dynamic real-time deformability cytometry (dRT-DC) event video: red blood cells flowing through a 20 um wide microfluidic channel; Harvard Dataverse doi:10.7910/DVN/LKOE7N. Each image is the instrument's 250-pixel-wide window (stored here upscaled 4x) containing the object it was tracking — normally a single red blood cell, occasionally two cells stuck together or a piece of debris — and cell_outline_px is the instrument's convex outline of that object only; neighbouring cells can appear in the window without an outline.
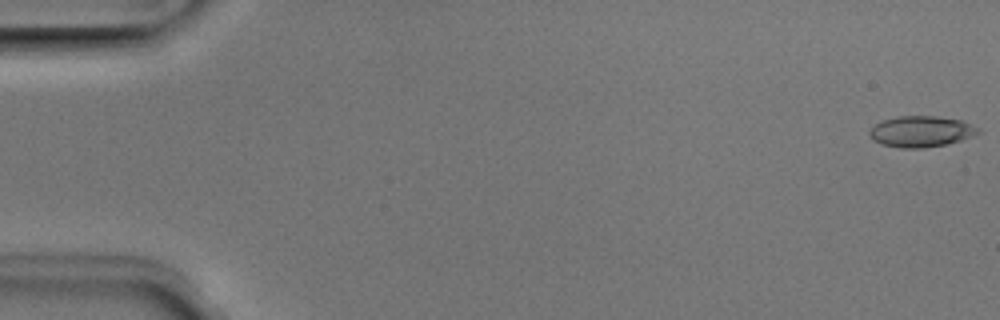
{"species": "Egyptian fruit bat (a non-hibernating species)", "species_latin": "Rousettus aegyptiacus", "temperature_condition": "room temperature", "stored_images_in_passage": 51, "camera_frame_rate_fps": 3000, "um_per_image_px": 0.085, "animal": {"sex": "male"}, "frame": {"image": 1, "passage_image": 1, "time_ms": 0.0, "image_size_px": [1000, 320], "cell_outline_px": [[980, 132], [972, 136], [960, 140], [944, 144], [924, 148], [900, 148], [884, 144], [872, 140], [868, 132], [880, 120], [896, 116], [940, 116], [960, 120], [980, 128]], "centroid_in_image_um": [78.27, 11.16], "position_along_channel_um": 6.7, "area_um2": 19.59}}
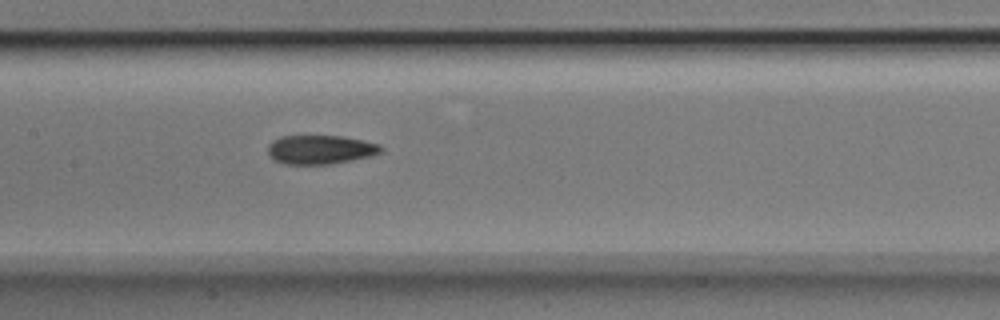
{"frame": {"image": 2, "passage_image": 25, "time_ms": 8.0, "image_size_px": [1000, 320], "cell_outline_px": [[384, 152], [372, 156], [332, 164], [284, 164], [268, 156], [268, 144], [272, 140], [280, 136], [344, 136], [364, 140], [380, 144], [384, 148]], "centroid_in_image_um": [27.27, 12.71], "position_along_channel_um": 180.1, "area_um2": 19.42}}
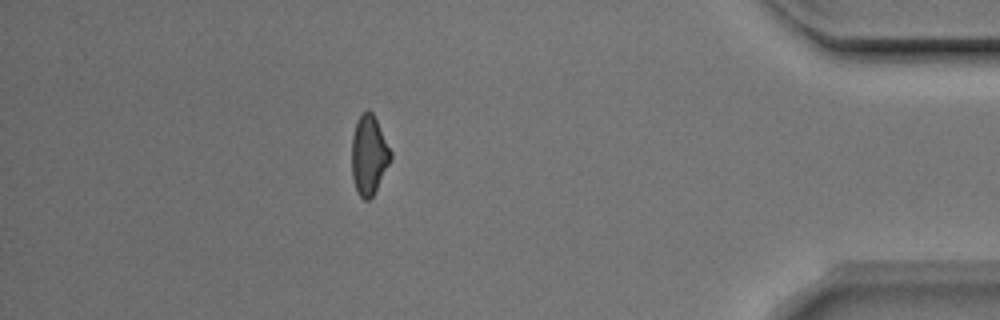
{"frame": {"image": 3, "passage_image": 45, "time_ms": 14.667, "image_size_px": [1000, 320], "cell_outline_px": [[392, 160], [372, 196], [368, 200], [364, 200], [360, 196], [356, 188], [352, 176], [352, 136], [356, 120], [368, 108], [372, 112], [392, 152]], "centroid_in_image_um": [31.36, 13.17], "position_along_channel_um": 403.8, "area_um2": 17.92}, "authors_computed_cell_mechanics": {"area_um2": 19.1896, "velocity_mm_per_s": 4.0133, "shape_relaxation_time_tau1_ms": 7.9668, "shape_relaxation_time_tau2_ms": 2.454, "deformation_change_tau1": 0.1872, "deformation_change_tau2": 0.0847}}